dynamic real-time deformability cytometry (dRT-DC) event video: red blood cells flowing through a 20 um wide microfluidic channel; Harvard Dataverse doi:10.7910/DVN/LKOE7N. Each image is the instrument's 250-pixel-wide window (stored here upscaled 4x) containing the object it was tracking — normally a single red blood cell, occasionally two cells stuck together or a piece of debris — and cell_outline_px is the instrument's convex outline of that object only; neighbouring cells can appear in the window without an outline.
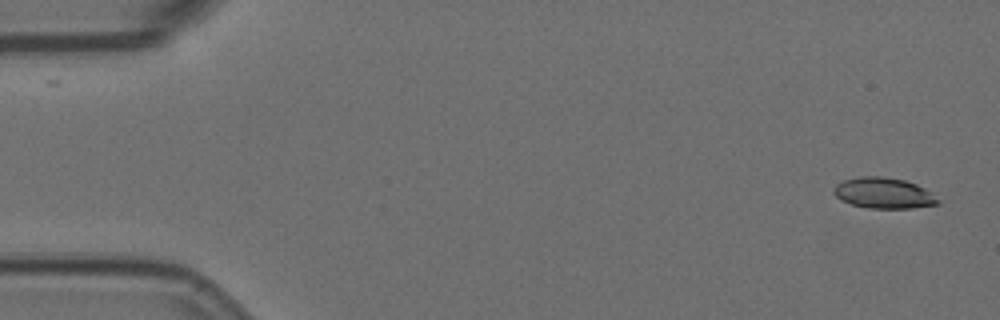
{"species": "Egyptian fruit bat (a non-hibernating species)", "species_latin": "Rousettus aegyptiacus", "temperature_condition": "room temperature", "stored_images_in_passage": 20, "camera_frame_rate_fps": 3000, "um_per_image_px": 0.085, "animal": {"sex": "female"}, "frame": {"image": 1, "passage_image": 1, "time_ms": 0.0, "image_size_px": [1000, 320], "cell_outline_px": [[940, 204], [912, 208], [868, 208], [852, 204], [840, 200], [832, 192], [832, 188], [836, 184], [844, 180], [860, 176], [880, 176], [904, 180], [916, 184], [924, 188], [940, 200]], "centroid_in_image_um": [75.09, 16.41], "position_along_channel_um": 9.9, "area_um2": 18.73}}
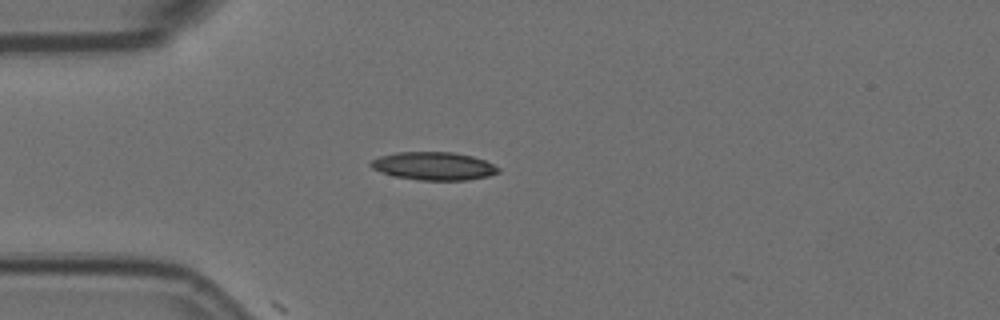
{"frame": {"image": 2, "passage_image": 14, "time_ms": 4.333, "image_size_px": [1000, 320], "cell_outline_px": [[500, 172], [488, 176], [468, 180], [420, 180], [392, 176], [380, 172], [372, 168], [368, 164], [372, 160], [380, 156], [396, 152], [452, 152], [472, 156], [484, 160], [500, 168]], "centroid_in_image_um": [36.85, 14.12], "position_along_channel_um": 48.2, "area_um2": 20.92}}
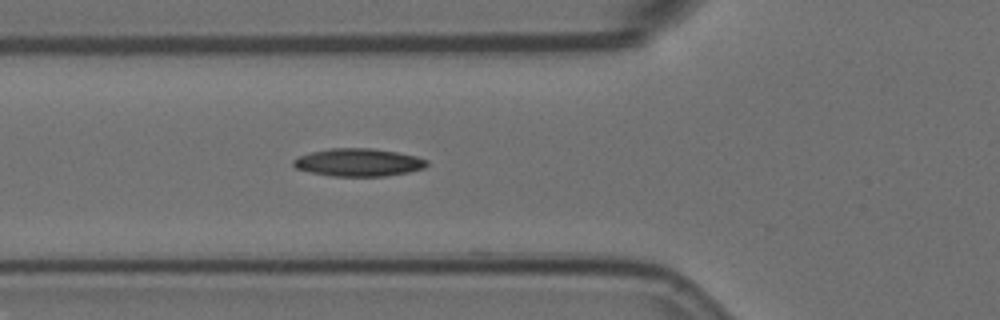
{"frame": {"image": 3, "passage_image": 19, "time_ms": 6.0, "image_size_px": [1000, 320], "cell_outline_px": [[428, 164], [424, 168], [408, 172], [384, 176], [332, 176], [312, 172], [296, 168], [292, 164], [292, 160], [300, 156], [312, 152], [332, 148], [372, 148], [396, 152], [416, 156], [428, 160]], "centroid_in_image_um": [30.48, 13.8], "position_along_channel_um": 95.3, "area_um2": 21.44}}